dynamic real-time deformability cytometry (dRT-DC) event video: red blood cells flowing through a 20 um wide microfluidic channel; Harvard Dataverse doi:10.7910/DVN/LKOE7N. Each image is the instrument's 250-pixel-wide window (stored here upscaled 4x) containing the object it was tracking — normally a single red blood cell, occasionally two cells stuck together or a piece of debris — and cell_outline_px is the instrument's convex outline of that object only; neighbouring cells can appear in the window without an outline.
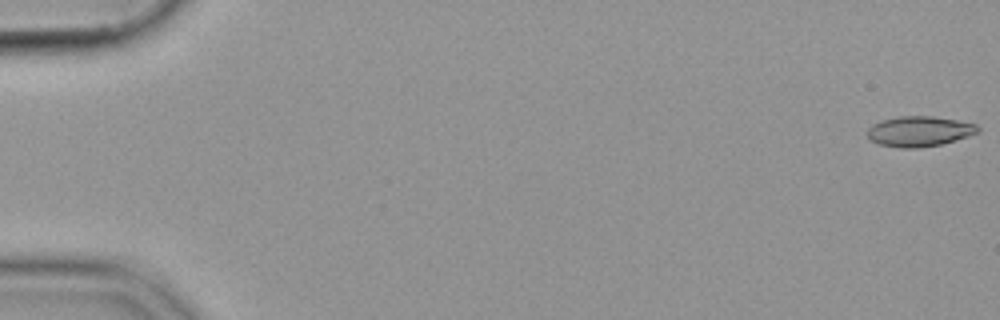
{"species": "common noctule bat (a hibernating species)", "species_latin": "Nyctalus noctula", "temperature_condition": "cold", "stored_images_in_passage": 17, "camera_frame_rate_fps": 3000, "um_per_image_px": 0.085, "animal": {"sex": "female", "body_mass_g": 19.9}, "frame": {"image": 1, "passage_image": 1, "time_ms": 0.0, "image_size_px": [1000, 320], "cell_outline_px": [[980, 132], [956, 140], [940, 144], [920, 148], [900, 148], [876, 144], [868, 136], [868, 128], [872, 124], [880, 120], [900, 116], [932, 116], [956, 120], [976, 124], [980, 128]], "centroid_in_image_um": [78.13, 11.16], "position_along_channel_um": 6.9, "area_um2": 19.59}}
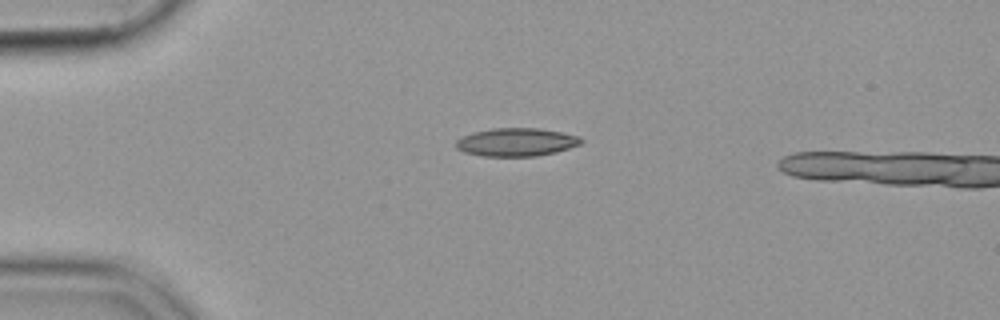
{"frame": {"image": 2, "passage_image": 14, "time_ms": 4.333, "image_size_px": [1000, 320], "cell_outline_px": [[584, 140], [580, 144], [556, 152], [536, 156], [480, 156], [464, 152], [456, 148], [456, 140], [472, 132], [492, 128], [540, 128], [580, 136]], "centroid_in_image_um": [43.88, 12.08], "position_along_channel_um": 41.1, "area_um2": 20.58}}